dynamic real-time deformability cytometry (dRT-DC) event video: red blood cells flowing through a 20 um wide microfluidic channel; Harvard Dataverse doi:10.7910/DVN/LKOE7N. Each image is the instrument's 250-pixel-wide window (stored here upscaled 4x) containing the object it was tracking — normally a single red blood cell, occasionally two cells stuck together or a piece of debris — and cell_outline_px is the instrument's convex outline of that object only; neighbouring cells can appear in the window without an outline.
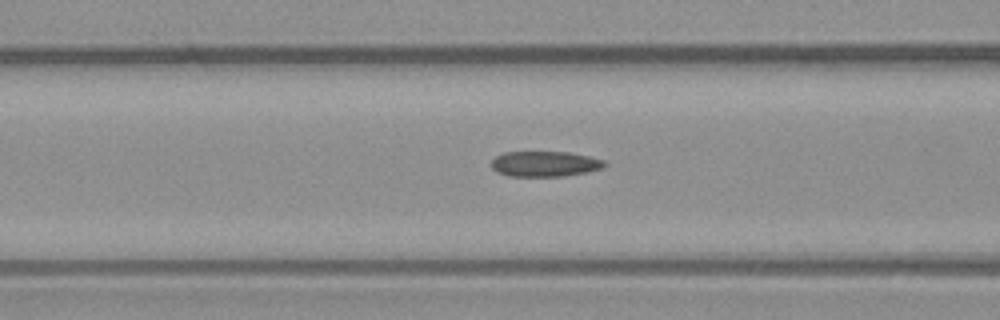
{"species": "common noctule bat (a hibernating species)", "species_latin": "Nyctalus noctula", "temperature_condition": "warm", "stored_images_in_passage": 38, "camera_frame_rate_fps": 3000, "um_per_image_px": 0.085, "animal": {"sex": "male", "body_mass_g": 23.1, "forearm_length_mm": 52.7}, "frame": {"image": 1, "passage_image": 17, "time_ms": 5.333, "image_size_px": [1000, 320], "cell_outline_px": [[608, 164], [600, 168], [588, 172], [564, 176], [508, 176], [496, 172], [492, 168], [492, 160], [496, 156], [504, 152], [568, 152], [588, 156], [604, 160]], "centroid_in_image_um": [46.3, 13.93], "position_along_channel_um": 120.3, "area_um2": 16.76}}
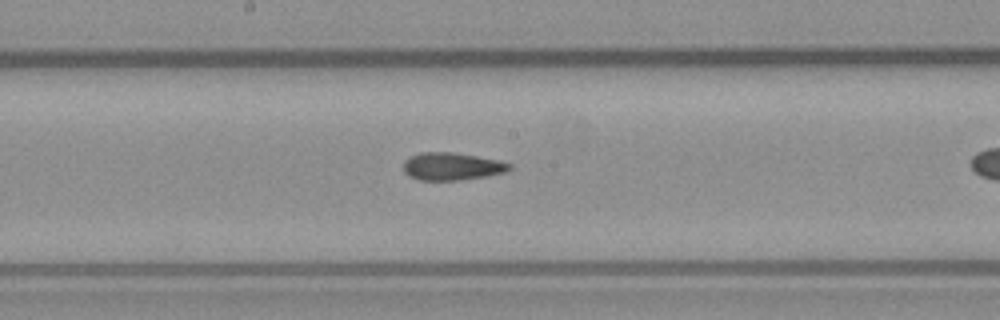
{"frame": {"image": 2, "passage_image": 24, "time_ms": 7.667, "image_size_px": [1000, 320], "cell_outline_px": [[512, 168], [504, 172], [484, 176], [460, 180], [420, 180], [408, 176], [404, 172], [404, 160], [420, 152], [452, 152], [500, 160], [512, 164]], "centroid_in_image_um": [38.4, 14.14], "position_along_channel_um": 209.8, "area_um2": 16.99}}
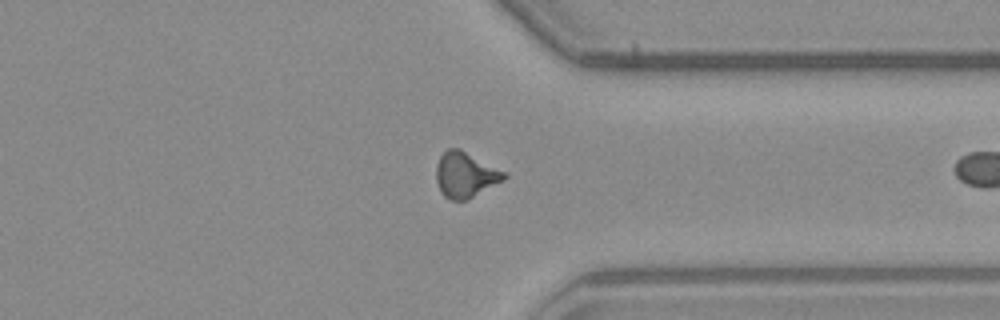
{"frame": {"image": 3, "passage_image": 37, "time_ms": 12.0, "image_size_px": [1000, 320], "cell_outline_px": [[508, 176], [504, 180], [468, 200], [452, 200], [444, 196], [440, 192], [436, 180], [436, 164], [440, 156], [448, 148], [460, 148], [508, 172]], "centroid_in_image_um": [39.58, 14.85], "position_along_channel_um": 371.8, "area_um2": 18.38}}